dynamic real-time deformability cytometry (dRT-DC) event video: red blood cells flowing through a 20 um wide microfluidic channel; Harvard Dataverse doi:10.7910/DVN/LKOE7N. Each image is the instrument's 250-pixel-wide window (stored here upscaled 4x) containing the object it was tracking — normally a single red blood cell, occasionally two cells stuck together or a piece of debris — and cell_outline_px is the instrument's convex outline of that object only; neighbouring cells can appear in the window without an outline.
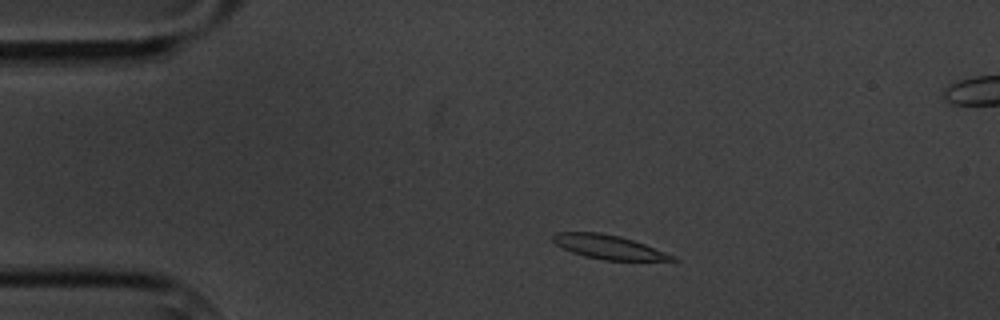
{"species": "common noctule bat (a hibernating species)", "species_latin": "Nyctalus noctula", "temperature_condition": "cold", "stored_images_in_passage": 6, "camera_frame_rate_fps": 3000, "um_per_image_px": 0.085, "animal": {"sex": "male", "body_mass_g": 20.1, "forearm_length_mm": 53.5}, "frame": {"image": 1, "passage_image": 2, "time_ms": 2.0, "image_size_px": [1000, 320], "cell_outline_px": [[680, 260], [604, 260], [584, 256], [572, 252], [556, 244], [552, 240], [552, 236], [556, 232], [600, 232], [620, 236], [644, 244], [676, 256]], "centroid_in_image_um": [51.72, 20.99], "position_along_channel_um": 33.3, "area_um2": 16.53}}
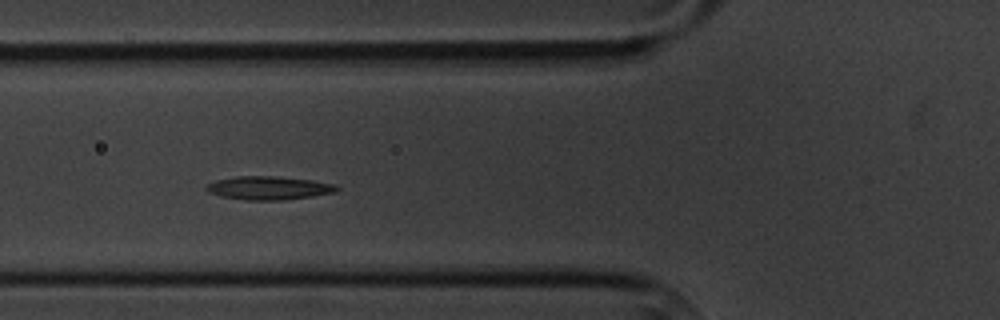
{"frame": {"image": 2, "passage_image": 5, "time_ms": 5.333, "image_size_px": [1000, 320], "cell_outline_px": [[340, 188], [336, 192], [312, 196], [284, 200], [244, 200], [220, 196], [208, 192], [204, 188], [208, 184], [216, 180], [236, 176], [276, 176], [312, 180], [336, 184]], "centroid_in_image_um": [22.85, 15.98], "position_along_channel_um": 103.0, "area_um2": 17.92}}
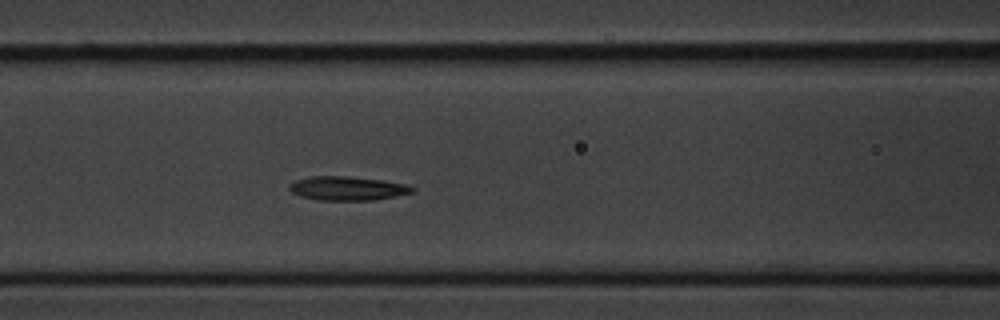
{"frame": {"image": 3, "passage_image": 6, "time_ms": 6.333, "image_size_px": [1000, 320], "cell_outline_px": [[416, 188], [412, 192], [396, 196], [372, 200], [316, 200], [300, 196], [292, 192], [288, 188], [288, 184], [296, 180], [312, 176], [348, 176], [380, 180], [408, 184]], "centroid_in_image_um": [29.51, 16.01], "position_along_channel_um": 137.1, "area_um2": 17.17}}